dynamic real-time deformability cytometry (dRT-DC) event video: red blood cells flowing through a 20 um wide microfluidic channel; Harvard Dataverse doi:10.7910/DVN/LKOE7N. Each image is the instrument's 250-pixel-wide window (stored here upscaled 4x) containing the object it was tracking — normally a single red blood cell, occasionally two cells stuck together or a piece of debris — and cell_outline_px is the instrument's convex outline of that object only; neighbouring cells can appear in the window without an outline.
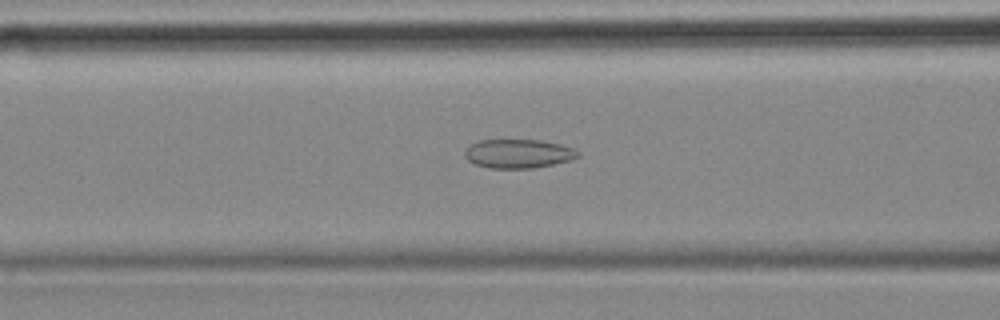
{"species": "common noctule bat (a hibernating species)", "species_latin": "Nyctalus noctula", "temperature_condition": "cold", "stored_images_in_passage": 56, "camera_frame_rate_fps": 3000, "um_per_image_px": 0.085, "animal": {"sex": "female", "body_mass_g": 18.4}, "frame": {"image": 1, "passage_image": 22, "time_ms": 7.0, "image_size_px": [1000, 320], "cell_outline_px": [[580, 156], [572, 160], [532, 168], [488, 168], [476, 164], [468, 160], [464, 156], [464, 152], [468, 144], [480, 140], [540, 140], [560, 144], [572, 148], [580, 152]], "centroid_in_image_um": [44.04, 13.05], "position_along_channel_um": 122.6, "area_um2": 19.13}}
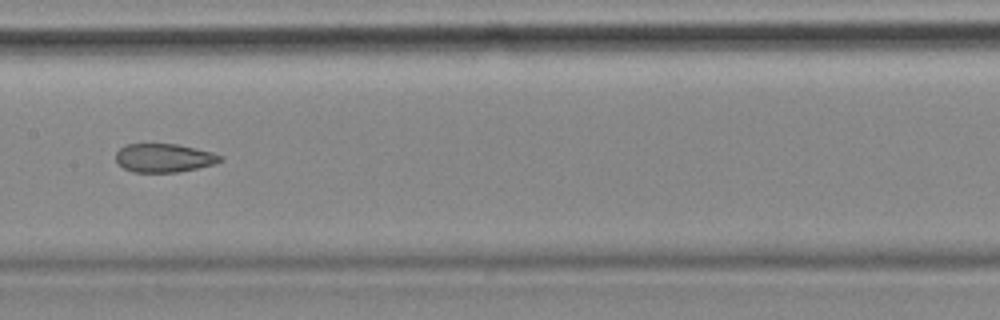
{"frame": {"image": 2, "passage_image": 28, "time_ms": 9.0, "image_size_px": [1000, 320], "cell_outline_px": [[224, 160], [216, 164], [176, 172], [132, 172], [124, 168], [116, 160], [116, 152], [120, 148], [128, 144], [176, 144], [196, 148], [212, 152], [224, 156]], "centroid_in_image_um": [13.98, 13.42], "position_along_channel_um": 193.4, "area_um2": 17.4}}
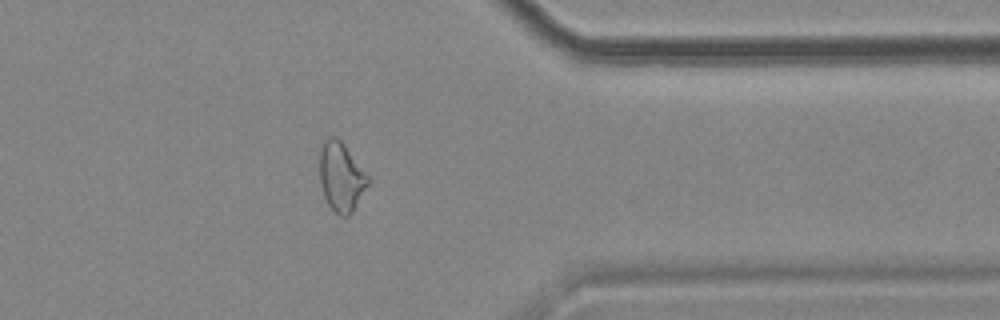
{"frame": {"image": 3, "passage_image": 45, "time_ms": 14.667, "image_size_px": [1000, 320], "cell_outline_px": [[368, 184], [352, 212], [348, 216], [340, 216], [328, 204], [324, 196], [320, 180], [320, 148], [324, 140], [332, 136], [336, 136], [344, 144], [368, 176]], "centroid_in_image_um": [28.98, 15.02], "position_along_channel_um": 382.4, "area_um2": 19.07}, "authors_computed_cell_mechanics": {"area_um2": 20.7502, "velocity_mm_per_s": 3.5566, "shape_relaxation_time_tau1_ms": null, "shape_relaxation_time_tau2_ms": 2.3626, "deformation_change_tau1": null, "deformation_change_tau2": 0.0879}}